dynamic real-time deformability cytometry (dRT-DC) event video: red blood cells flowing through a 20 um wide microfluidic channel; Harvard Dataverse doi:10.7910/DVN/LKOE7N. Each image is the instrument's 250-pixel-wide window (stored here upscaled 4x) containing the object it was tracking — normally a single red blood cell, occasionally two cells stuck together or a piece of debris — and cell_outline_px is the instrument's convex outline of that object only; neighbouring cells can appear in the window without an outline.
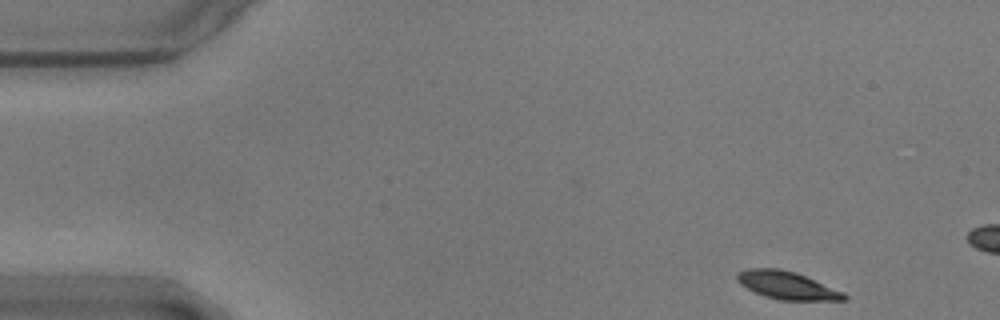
{"species": "common noctule bat (a hibernating species)", "species_latin": "Nyctalus noctula", "temperature_condition": "warm", "stored_images_in_passage": 11, "camera_frame_rate_fps": 3000, "um_per_image_px": 0.085, "animal": {"sex": "male", "body_mass_g": 17.9}, "frame": {"image": 1, "passage_image": 1, "time_ms": 0.0, "image_size_px": [1000, 320], "cell_outline_px": [[848, 300], [780, 300], [764, 296], [740, 284], [736, 280], [736, 272], [748, 268], [780, 268], [796, 272], [844, 292], [848, 296]], "centroid_in_image_um": [66.89, 24.24], "position_along_channel_um": 18.1, "area_um2": 17.4}}